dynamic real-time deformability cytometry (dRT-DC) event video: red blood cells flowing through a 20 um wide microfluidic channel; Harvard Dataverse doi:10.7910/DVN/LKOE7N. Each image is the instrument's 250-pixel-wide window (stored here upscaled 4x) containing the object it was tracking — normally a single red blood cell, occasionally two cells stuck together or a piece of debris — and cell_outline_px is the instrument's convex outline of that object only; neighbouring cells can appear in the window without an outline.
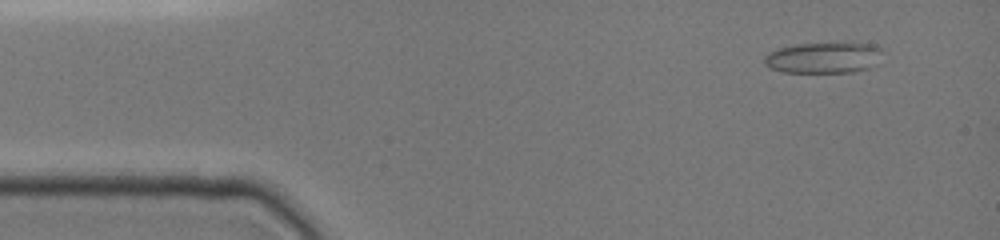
{"species": "common noctule bat (a hibernating species)", "species_latin": "Nyctalus noctula", "temperature_condition": "cold", "stored_images_in_passage": 13, "camera_frame_rate_fps": 3000, "um_per_image_px": 0.085, "animal": {"sex": "female", "body_mass_g": 19.0, "forearm_length_mm": 51.5}, "frame": {"image": 1, "passage_image": 5, "time_ms": 1.0, "image_size_px": [1000, 240], "cell_outline_px": [[884, 48], [868, 68], [856, 72], [784, 72], [772, 68], [764, 64], [764, 56], [768, 52], [780, 48], [796, 44], [852, 40], [872, 44]], "centroid_in_image_um": [70.02, 4.85], "position_along_channel_um": 15.0, "area_um2": 21.85}}